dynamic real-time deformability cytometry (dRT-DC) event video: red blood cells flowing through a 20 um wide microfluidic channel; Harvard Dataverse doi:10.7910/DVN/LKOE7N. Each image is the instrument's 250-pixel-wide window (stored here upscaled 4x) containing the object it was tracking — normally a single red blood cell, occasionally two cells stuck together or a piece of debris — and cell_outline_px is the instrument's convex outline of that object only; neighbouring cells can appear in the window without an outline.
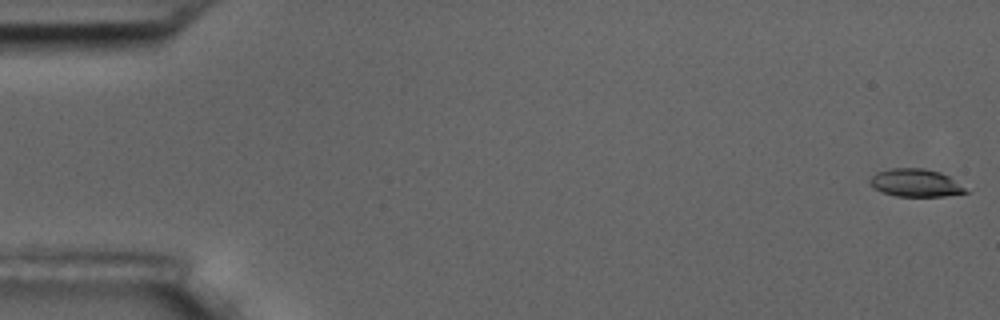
{"species": "common noctule bat (a hibernating species)", "species_latin": "Nyctalus noctula", "temperature_condition": "room temperature", "stored_images_in_passage": 6, "camera_frame_rate_fps": 3000, "um_per_image_px": 0.085, "animal": {"sex": "male", "body_mass_g": 17.5, "forearm_length_mm": 52.3}, "frame": {"image": 1, "passage_image": 1, "time_ms": 0.0, "image_size_px": [1000, 320], "cell_outline_px": [[972, 192], [944, 196], [896, 196], [880, 192], [872, 188], [868, 184], [868, 180], [876, 172], [892, 168], [924, 168], [940, 172], [948, 176]], "centroid_in_image_um": [77.79, 15.55], "position_along_channel_um": 7.2, "area_um2": 15.72}}
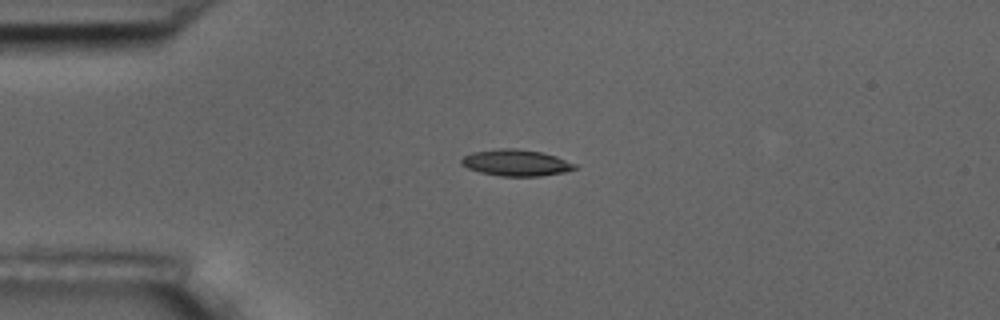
{"frame": {"image": 2, "passage_image": 4, "time_ms": 4.333, "image_size_px": [1000, 320], "cell_outline_px": [[580, 168], [564, 172], [540, 176], [500, 176], [480, 172], [468, 168], [460, 164], [460, 160], [464, 156], [472, 152], [500, 148], [516, 148], [540, 152], [556, 156], [576, 164]], "centroid_in_image_um": [43.87, 13.83], "position_along_channel_um": 41.1, "area_um2": 17.51}}